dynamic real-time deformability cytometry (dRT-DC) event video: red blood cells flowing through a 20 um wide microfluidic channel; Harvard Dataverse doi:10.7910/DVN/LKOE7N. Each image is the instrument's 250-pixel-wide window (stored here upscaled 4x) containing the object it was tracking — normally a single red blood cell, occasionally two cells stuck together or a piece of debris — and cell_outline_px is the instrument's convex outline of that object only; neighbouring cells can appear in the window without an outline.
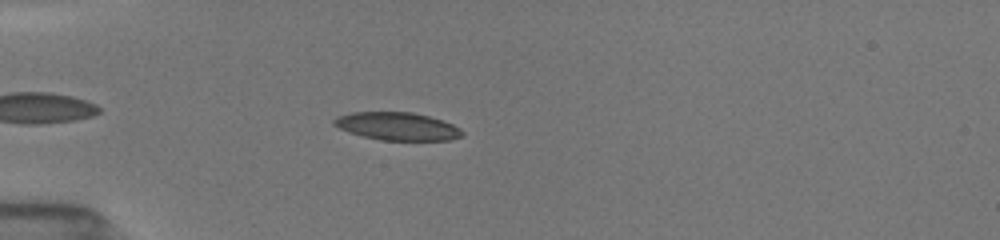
{"species": "common noctule bat (a hibernating species)", "species_latin": "Nyctalus noctula", "temperature_condition": "room temperature", "stored_images_in_passage": 53, "camera_frame_rate_fps": 3000, "um_per_image_px": 0.085, "animal": {"sex": "female", "body_mass_g": 19.5, "forearm_length_mm": 54.1}, "frame": {"image": 1, "passage_image": 6, "time_ms": 2.333, "image_size_px": [1000, 240], "cell_outline_px": [[464, 136], [452, 140], [380, 140], [348, 132], [332, 124], [332, 120], [336, 116], [352, 112], [412, 112], [428, 116], [452, 124], [460, 128], [464, 132]], "centroid_in_image_um": [33.77, 10.73], "position_along_channel_um": 51.2, "area_um2": 20.87}}
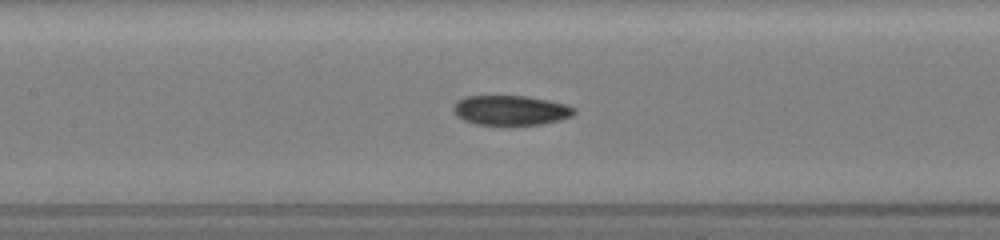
{"frame": {"image": 2, "passage_image": 23, "time_ms": 5.667, "image_size_px": [1000, 240], "cell_outline_px": [[576, 112], [572, 116], [560, 120], [540, 124], [476, 124], [464, 120], [456, 116], [452, 112], [452, 108], [456, 100], [464, 96], [524, 96], [548, 100], [564, 104], [576, 108]], "centroid_in_image_um": [43.37, 9.36], "position_along_channel_um": 164.0, "area_um2": 20.92}}
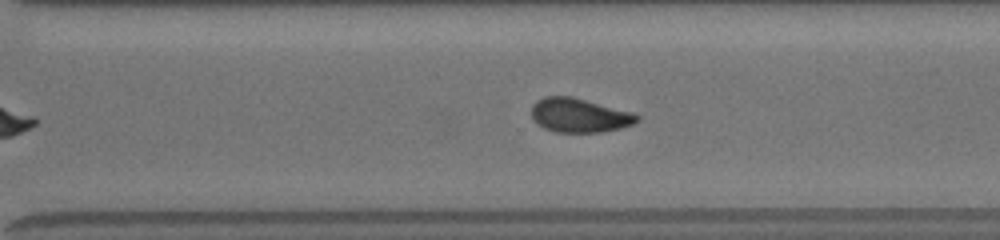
{"frame": {"image": 3, "passage_image": 45, "time_ms": 9.667, "image_size_px": [1000, 240], "cell_outline_px": [[640, 120], [632, 124], [620, 128], [600, 132], [556, 132], [544, 128], [536, 124], [532, 116], [532, 104], [536, 100], [544, 96], [572, 96], [632, 112], [640, 116]], "centroid_in_image_um": [49.22, 9.79], "position_along_channel_um": 321.4, "area_um2": 21.04}, "authors_computed_cell_mechanics": {"area_um2": 21.386, "velocity_mm_per_s": 3.9469, "shape_relaxation_time_tau1_ms": null, "shape_relaxation_time_tau2_ms": 3.3386, "deformation_change_tau1": null, "deformation_change_tau2": 0.0909}}